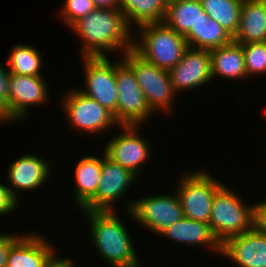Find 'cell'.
Listing matches in <instances>:
<instances>
[{
  "label": "cell",
  "mask_w": 266,
  "mask_h": 267,
  "mask_svg": "<svg viewBox=\"0 0 266 267\" xmlns=\"http://www.w3.org/2000/svg\"><path fill=\"white\" fill-rule=\"evenodd\" d=\"M242 48L248 78L253 74H266V41L242 44Z\"/></svg>",
  "instance_id": "obj_27"
},
{
  "label": "cell",
  "mask_w": 266,
  "mask_h": 267,
  "mask_svg": "<svg viewBox=\"0 0 266 267\" xmlns=\"http://www.w3.org/2000/svg\"><path fill=\"white\" fill-rule=\"evenodd\" d=\"M203 11L200 0H170L164 23L185 36L191 27H195Z\"/></svg>",
  "instance_id": "obj_24"
},
{
  "label": "cell",
  "mask_w": 266,
  "mask_h": 267,
  "mask_svg": "<svg viewBox=\"0 0 266 267\" xmlns=\"http://www.w3.org/2000/svg\"><path fill=\"white\" fill-rule=\"evenodd\" d=\"M62 102L67 119L79 131L95 134L118 124L110 111L78 89L66 94Z\"/></svg>",
  "instance_id": "obj_10"
},
{
  "label": "cell",
  "mask_w": 266,
  "mask_h": 267,
  "mask_svg": "<svg viewBox=\"0 0 266 267\" xmlns=\"http://www.w3.org/2000/svg\"><path fill=\"white\" fill-rule=\"evenodd\" d=\"M170 240L187 245H209L211 250L221 254L222 244L215 237L208 223L183 217L161 234Z\"/></svg>",
  "instance_id": "obj_19"
},
{
  "label": "cell",
  "mask_w": 266,
  "mask_h": 267,
  "mask_svg": "<svg viewBox=\"0 0 266 267\" xmlns=\"http://www.w3.org/2000/svg\"><path fill=\"white\" fill-rule=\"evenodd\" d=\"M221 254L238 267H266V235L253 227L231 236L222 244Z\"/></svg>",
  "instance_id": "obj_15"
},
{
  "label": "cell",
  "mask_w": 266,
  "mask_h": 267,
  "mask_svg": "<svg viewBox=\"0 0 266 267\" xmlns=\"http://www.w3.org/2000/svg\"><path fill=\"white\" fill-rule=\"evenodd\" d=\"M184 175L176 190L184 217L209 224L214 194L223 185L222 182L204 171Z\"/></svg>",
  "instance_id": "obj_7"
},
{
  "label": "cell",
  "mask_w": 266,
  "mask_h": 267,
  "mask_svg": "<svg viewBox=\"0 0 266 267\" xmlns=\"http://www.w3.org/2000/svg\"><path fill=\"white\" fill-rule=\"evenodd\" d=\"M223 184L214 194L209 225L223 244L228 238L253 228L254 205H245L239 195Z\"/></svg>",
  "instance_id": "obj_4"
},
{
  "label": "cell",
  "mask_w": 266,
  "mask_h": 267,
  "mask_svg": "<svg viewBox=\"0 0 266 267\" xmlns=\"http://www.w3.org/2000/svg\"><path fill=\"white\" fill-rule=\"evenodd\" d=\"M135 177L134 173L114 163L103 153L101 176L96 195L81 211H115L111 207L120 197H123L122 195L133 184Z\"/></svg>",
  "instance_id": "obj_11"
},
{
  "label": "cell",
  "mask_w": 266,
  "mask_h": 267,
  "mask_svg": "<svg viewBox=\"0 0 266 267\" xmlns=\"http://www.w3.org/2000/svg\"><path fill=\"white\" fill-rule=\"evenodd\" d=\"M49 161L36 155H24L13 161L8 169V181L11 184L8 189L13 197L19 201L17 190L33 191L39 188L50 177ZM13 187V188H11ZM16 188V191L14 190Z\"/></svg>",
  "instance_id": "obj_16"
},
{
  "label": "cell",
  "mask_w": 266,
  "mask_h": 267,
  "mask_svg": "<svg viewBox=\"0 0 266 267\" xmlns=\"http://www.w3.org/2000/svg\"><path fill=\"white\" fill-rule=\"evenodd\" d=\"M184 37L189 48L202 50L219 48L233 41V37L204 11Z\"/></svg>",
  "instance_id": "obj_21"
},
{
  "label": "cell",
  "mask_w": 266,
  "mask_h": 267,
  "mask_svg": "<svg viewBox=\"0 0 266 267\" xmlns=\"http://www.w3.org/2000/svg\"><path fill=\"white\" fill-rule=\"evenodd\" d=\"M167 6V0H119V10L129 27L164 22Z\"/></svg>",
  "instance_id": "obj_23"
},
{
  "label": "cell",
  "mask_w": 266,
  "mask_h": 267,
  "mask_svg": "<svg viewBox=\"0 0 266 267\" xmlns=\"http://www.w3.org/2000/svg\"><path fill=\"white\" fill-rule=\"evenodd\" d=\"M96 8L119 9V0H92Z\"/></svg>",
  "instance_id": "obj_34"
},
{
  "label": "cell",
  "mask_w": 266,
  "mask_h": 267,
  "mask_svg": "<svg viewBox=\"0 0 266 267\" xmlns=\"http://www.w3.org/2000/svg\"><path fill=\"white\" fill-rule=\"evenodd\" d=\"M41 53L36 47L26 44H17L13 46L8 59L7 65L11 74L27 75V76H42Z\"/></svg>",
  "instance_id": "obj_26"
},
{
  "label": "cell",
  "mask_w": 266,
  "mask_h": 267,
  "mask_svg": "<svg viewBox=\"0 0 266 267\" xmlns=\"http://www.w3.org/2000/svg\"><path fill=\"white\" fill-rule=\"evenodd\" d=\"M169 74L176 93L207 84L212 79L209 50L188 47L182 59L169 70Z\"/></svg>",
  "instance_id": "obj_14"
},
{
  "label": "cell",
  "mask_w": 266,
  "mask_h": 267,
  "mask_svg": "<svg viewBox=\"0 0 266 267\" xmlns=\"http://www.w3.org/2000/svg\"><path fill=\"white\" fill-rule=\"evenodd\" d=\"M86 89L78 90L110 111L116 121V63L107 56L83 57Z\"/></svg>",
  "instance_id": "obj_9"
},
{
  "label": "cell",
  "mask_w": 266,
  "mask_h": 267,
  "mask_svg": "<svg viewBox=\"0 0 266 267\" xmlns=\"http://www.w3.org/2000/svg\"><path fill=\"white\" fill-rule=\"evenodd\" d=\"M18 201L13 197L7 185L0 183V215L15 211Z\"/></svg>",
  "instance_id": "obj_29"
},
{
  "label": "cell",
  "mask_w": 266,
  "mask_h": 267,
  "mask_svg": "<svg viewBox=\"0 0 266 267\" xmlns=\"http://www.w3.org/2000/svg\"><path fill=\"white\" fill-rule=\"evenodd\" d=\"M71 259H60L55 254L51 257L46 267H74Z\"/></svg>",
  "instance_id": "obj_33"
},
{
  "label": "cell",
  "mask_w": 266,
  "mask_h": 267,
  "mask_svg": "<svg viewBox=\"0 0 266 267\" xmlns=\"http://www.w3.org/2000/svg\"><path fill=\"white\" fill-rule=\"evenodd\" d=\"M233 41L239 44L266 41V0H243Z\"/></svg>",
  "instance_id": "obj_18"
},
{
  "label": "cell",
  "mask_w": 266,
  "mask_h": 267,
  "mask_svg": "<svg viewBox=\"0 0 266 267\" xmlns=\"http://www.w3.org/2000/svg\"><path fill=\"white\" fill-rule=\"evenodd\" d=\"M48 87L43 76L10 73L8 113L13 121H20L29 113V107L48 101Z\"/></svg>",
  "instance_id": "obj_13"
},
{
  "label": "cell",
  "mask_w": 266,
  "mask_h": 267,
  "mask_svg": "<svg viewBox=\"0 0 266 267\" xmlns=\"http://www.w3.org/2000/svg\"><path fill=\"white\" fill-rule=\"evenodd\" d=\"M138 31L140 36L138 41H133V50L159 68L170 70L188 49L185 37L164 22L143 24Z\"/></svg>",
  "instance_id": "obj_3"
},
{
  "label": "cell",
  "mask_w": 266,
  "mask_h": 267,
  "mask_svg": "<svg viewBox=\"0 0 266 267\" xmlns=\"http://www.w3.org/2000/svg\"><path fill=\"white\" fill-rule=\"evenodd\" d=\"M121 127L124 131L107 143L104 153L111 161L138 176L142 170L140 168L151 154L150 143L136 132L140 126L124 125Z\"/></svg>",
  "instance_id": "obj_12"
},
{
  "label": "cell",
  "mask_w": 266,
  "mask_h": 267,
  "mask_svg": "<svg viewBox=\"0 0 266 267\" xmlns=\"http://www.w3.org/2000/svg\"><path fill=\"white\" fill-rule=\"evenodd\" d=\"M211 57V77L226 79L248 78L242 44L232 41L230 44L209 50Z\"/></svg>",
  "instance_id": "obj_20"
},
{
  "label": "cell",
  "mask_w": 266,
  "mask_h": 267,
  "mask_svg": "<svg viewBox=\"0 0 266 267\" xmlns=\"http://www.w3.org/2000/svg\"><path fill=\"white\" fill-rule=\"evenodd\" d=\"M62 8V20L69 27L96 9L92 0H65Z\"/></svg>",
  "instance_id": "obj_28"
},
{
  "label": "cell",
  "mask_w": 266,
  "mask_h": 267,
  "mask_svg": "<svg viewBox=\"0 0 266 267\" xmlns=\"http://www.w3.org/2000/svg\"><path fill=\"white\" fill-rule=\"evenodd\" d=\"M200 2L204 12L234 37L239 27L243 0H200Z\"/></svg>",
  "instance_id": "obj_25"
},
{
  "label": "cell",
  "mask_w": 266,
  "mask_h": 267,
  "mask_svg": "<svg viewBox=\"0 0 266 267\" xmlns=\"http://www.w3.org/2000/svg\"><path fill=\"white\" fill-rule=\"evenodd\" d=\"M75 203L81 209L96 195V190L99 185L102 158L96 156H84L79 159L77 166H75Z\"/></svg>",
  "instance_id": "obj_22"
},
{
  "label": "cell",
  "mask_w": 266,
  "mask_h": 267,
  "mask_svg": "<svg viewBox=\"0 0 266 267\" xmlns=\"http://www.w3.org/2000/svg\"><path fill=\"white\" fill-rule=\"evenodd\" d=\"M54 245L35 233L23 234L11 247L7 267H46L55 252Z\"/></svg>",
  "instance_id": "obj_17"
},
{
  "label": "cell",
  "mask_w": 266,
  "mask_h": 267,
  "mask_svg": "<svg viewBox=\"0 0 266 267\" xmlns=\"http://www.w3.org/2000/svg\"><path fill=\"white\" fill-rule=\"evenodd\" d=\"M0 64V100L3 101L8 110V98H9V77L10 71L9 69L5 70Z\"/></svg>",
  "instance_id": "obj_32"
},
{
  "label": "cell",
  "mask_w": 266,
  "mask_h": 267,
  "mask_svg": "<svg viewBox=\"0 0 266 267\" xmlns=\"http://www.w3.org/2000/svg\"><path fill=\"white\" fill-rule=\"evenodd\" d=\"M22 235H14L12 233L0 234V267H7V259L10 251V247L21 237Z\"/></svg>",
  "instance_id": "obj_30"
},
{
  "label": "cell",
  "mask_w": 266,
  "mask_h": 267,
  "mask_svg": "<svg viewBox=\"0 0 266 267\" xmlns=\"http://www.w3.org/2000/svg\"><path fill=\"white\" fill-rule=\"evenodd\" d=\"M71 29L82 39L81 57L106 56L104 50H122L124 54L133 49L131 27L119 9L96 8L76 21Z\"/></svg>",
  "instance_id": "obj_1"
},
{
  "label": "cell",
  "mask_w": 266,
  "mask_h": 267,
  "mask_svg": "<svg viewBox=\"0 0 266 267\" xmlns=\"http://www.w3.org/2000/svg\"><path fill=\"white\" fill-rule=\"evenodd\" d=\"M123 60L132 68L148 105L153 112L171 111L174 95L169 70L144 60L133 49L125 52Z\"/></svg>",
  "instance_id": "obj_5"
},
{
  "label": "cell",
  "mask_w": 266,
  "mask_h": 267,
  "mask_svg": "<svg viewBox=\"0 0 266 267\" xmlns=\"http://www.w3.org/2000/svg\"><path fill=\"white\" fill-rule=\"evenodd\" d=\"M128 214L133 221L140 222L149 231L161 234L165 229L181 220L182 205L178 194L154 195L127 204Z\"/></svg>",
  "instance_id": "obj_8"
},
{
  "label": "cell",
  "mask_w": 266,
  "mask_h": 267,
  "mask_svg": "<svg viewBox=\"0 0 266 267\" xmlns=\"http://www.w3.org/2000/svg\"><path fill=\"white\" fill-rule=\"evenodd\" d=\"M12 117L9 115L8 113V110H7V107L5 105V103L3 101L0 100V123H3V122H7L9 123V121L11 122Z\"/></svg>",
  "instance_id": "obj_35"
},
{
  "label": "cell",
  "mask_w": 266,
  "mask_h": 267,
  "mask_svg": "<svg viewBox=\"0 0 266 267\" xmlns=\"http://www.w3.org/2000/svg\"><path fill=\"white\" fill-rule=\"evenodd\" d=\"M253 227L266 235V200L254 205Z\"/></svg>",
  "instance_id": "obj_31"
},
{
  "label": "cell",
  "mask_w": 266,
  "mask_h": 267,
  "mask_svg": "<svg viewBox=\"0 0 266 267\" xmlns=\"http://www.w3.org/2000/svg\"><path fill=\"white\" fill-rule=\"evenodd\" d=\"M116 62L117 107L119 126L143 124L154 113L136 80L132 68L123 60ZM118 63V64H117Z\"/></svg>",
  "instance_id": "obj_6"
},
{
  "label": "cell",
  "mask_w": 266,
  "mask_h": 267,
  "mask_svg": "<svg viewBox=\"0 0 266 267\" xmlns=\"http://www.w3.org/2000/svg\"><path fill=\"white\" fill-rule=\"evenodd\" d=\"M91 239L100 256L112 267H140L133 243L115 211H84Z\"/></svg>",
  "instance_id": "obj_2"
}]
</instances>
